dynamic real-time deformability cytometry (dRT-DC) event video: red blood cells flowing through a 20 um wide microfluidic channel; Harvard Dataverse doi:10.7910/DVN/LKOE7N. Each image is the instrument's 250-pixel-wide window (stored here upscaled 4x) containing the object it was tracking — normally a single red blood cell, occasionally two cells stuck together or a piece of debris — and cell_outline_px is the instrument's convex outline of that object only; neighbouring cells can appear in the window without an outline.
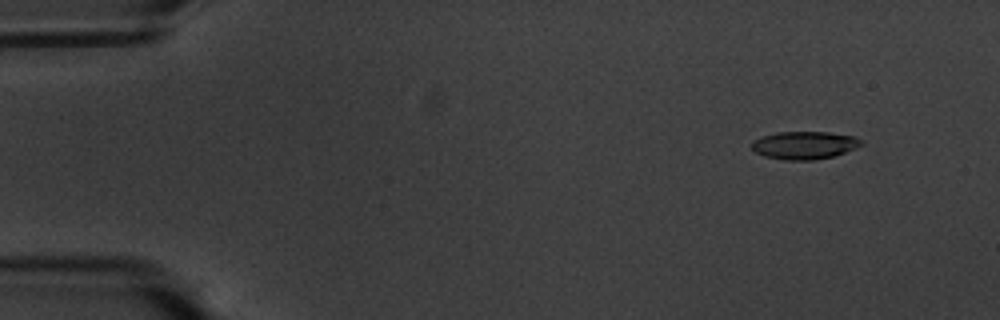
{"species": "common noctule bat (a hibernating species)", "species_latin": "Nyctalus noctula", "temperature_condition": "warm", "stored_images_in_passage": 57, "camera_frame_rate_fps": 3000, "um_per_image_px": 0.085, "animal": {"sex": "male", "body_mass_g": 20.1, "forearm_length_mm": 53.5}, "frame": {"image": 1, "passage_image": 5, "time_ms": 1.333, "image_size_px": [1000, 320], "cell_outline_px": [[864, 144], [856, 148], [832, 156], [816, 160], [784, 160], [764, 156], [756, 152], [752, 148], [752, 140], [776, 132], [828, 132], [852, 136], [860, 140]], "centroid_in_image_um": [68.35, 12.35], "position_along_channel_um": 16.6, "area_um2": 17.63}}
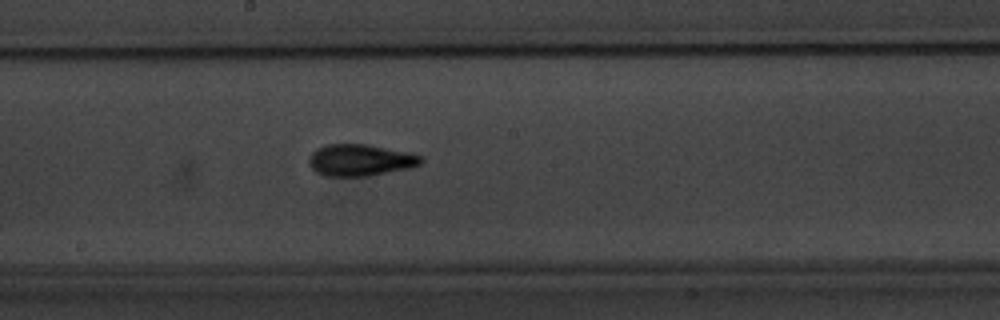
{"frame": {"image": 2, "passage_image": 31, "time_ms": 10.0, "image_size_px": [1000, 320], "cell_outline_px": [[424, 160], [420, 164], [408, 168], [368, 176], [324, 176], [316, 172], [308, 164], [308, 156], [316, 148], [324, 144], [368, 144], [408, 152], [424, 156]], "centroid_in_image_um": [30.59, 13.6], "position_along_channel_um": 217.6, "area_um2": 20.92}}
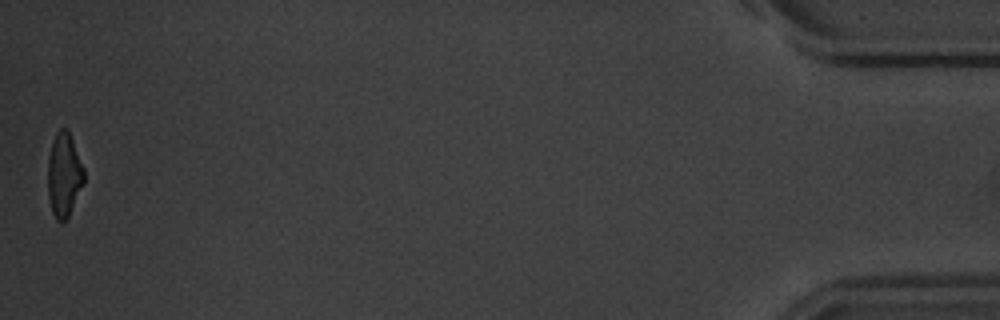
{"frame": {"image": 3, "passage_image": 57, "time_ms": 18.667, "image_size_px": [1000, 320], "cell_outline_px": [[84, 184], [68, 216], [60, 224], [56, 220], [52, 212], [48, 196], [48, 156], [52, 140], [56, 132], [60, 128], [68, 128], [84, 168]], "centroid_in_image_um": [5.44, 14.84], "position_along_channel_um": 429.8, "area_um2": 17.92}, "authors_computed_cell_mechanics": {"area_um2": 18.9584, "velocity_mm_per_s": 3.5211, "shape_relaxation_time_tau1_ms": 3.5119, "shape_relaxation_time_tau2_ms": 2.0689, "deformation_change_tau1": 0.1693, "deformation_change_tau2": 0.0941}}